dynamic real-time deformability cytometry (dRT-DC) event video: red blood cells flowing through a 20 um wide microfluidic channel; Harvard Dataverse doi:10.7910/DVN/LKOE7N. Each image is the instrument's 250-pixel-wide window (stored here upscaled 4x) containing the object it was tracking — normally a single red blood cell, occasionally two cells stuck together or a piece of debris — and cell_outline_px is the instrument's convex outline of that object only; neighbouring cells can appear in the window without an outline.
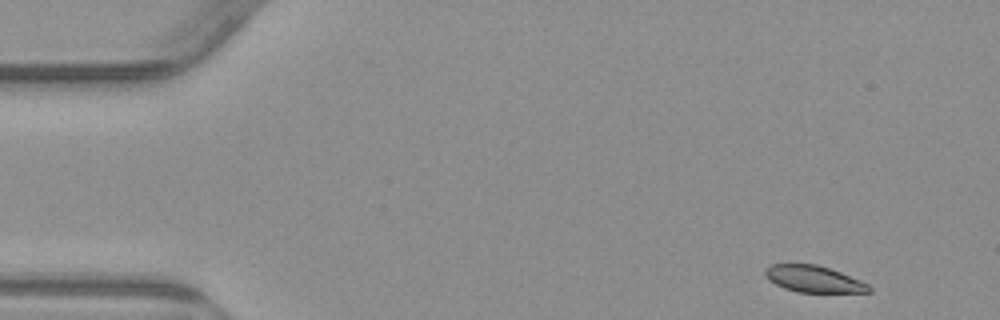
{"species": "common noctule bat (a hibernating species)", "species_latin": "Nyctalus noctula", "temperature_condition": "warm", "stored_images_in_passage": 4, "camera_frame_rate_fps": 3000, "um_per_image_px": 0.085, "animal": {"sex": "male", "body_mass_g": 23.1, "forearm_length_mm": 52.7}, "frame": {"image": 1, "passage_image": 1, "time_ms": 0.0, "image_size_px": [1000, 320], "cell_outline_px": [[872, 292], [796, 292], [784, 288], [768, 280], [764, 276], [764, 268], [772, 264], [816, 264], [840, 272], [860, 280], [868, 284], [872, 288]], "centroid_in_image_um": [69.13, 23.71], "position_along_channel_um": 15.9, "area_um2": 16.13}}
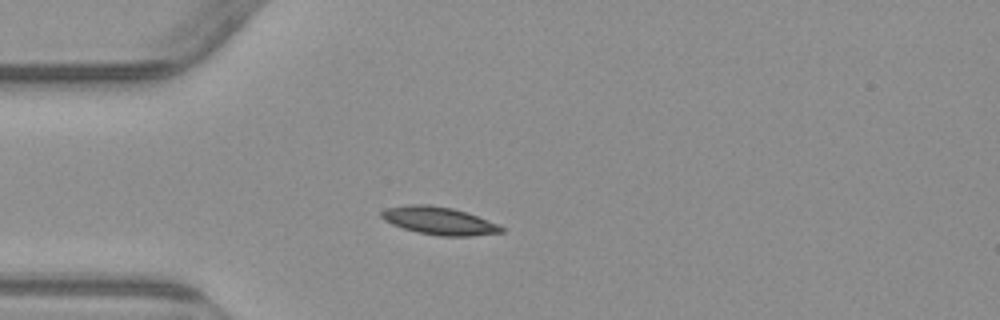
{"frame": {"image": 2, "passage_image": 4, "time_ms": 3.333, "image_size_px": [1000, 320], "cell_outline_px": [[504, 232], [472, 236], [440, 236], [416, 232], [392, 224], [384, 220], [380, 216], [380, 212], [388, 208], [408, 204], [428, 204], [452, 208], [476, 216], [496, 224], [504, 228]], "centroid_in_image_um": [37.28, 18.77], "position_along_channel_um": 47.7, "area_um2": 19.19}}